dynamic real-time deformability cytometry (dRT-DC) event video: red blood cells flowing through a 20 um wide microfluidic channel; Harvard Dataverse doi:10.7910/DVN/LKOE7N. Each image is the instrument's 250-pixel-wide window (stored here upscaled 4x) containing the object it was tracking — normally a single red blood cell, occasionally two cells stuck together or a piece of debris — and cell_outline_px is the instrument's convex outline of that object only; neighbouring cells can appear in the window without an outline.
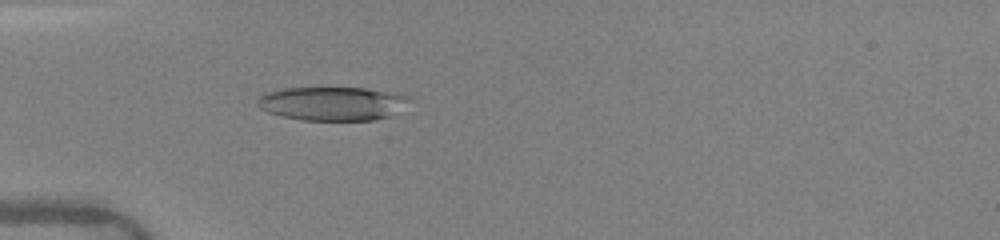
{"species": "human", "species_latin": "Homo sapiens", "temperature_condition": "warm", "stored_images_in_passage": 6, "camera_frame_rate_fps": 3000, "um_per_image_px": 0.085, "donor": {"sex": "female"}, "frame": {"image": 1, "passage_image": 6, "time_ms": 4.667, "image_size_px": [1000, 240], "cell_outline_px": [[412, 100], [392, 116], [372, 120], [300, 120], [268, 112], [260, 108], [256, 104], [256, 100], [264, 92], [284, 88], [364, 88], [396, 92], [412, 96]], "centroid_in_image_um": [28.29, 8.79], "position_along_channel_um": 56.7, "area_um2": 30.23}}